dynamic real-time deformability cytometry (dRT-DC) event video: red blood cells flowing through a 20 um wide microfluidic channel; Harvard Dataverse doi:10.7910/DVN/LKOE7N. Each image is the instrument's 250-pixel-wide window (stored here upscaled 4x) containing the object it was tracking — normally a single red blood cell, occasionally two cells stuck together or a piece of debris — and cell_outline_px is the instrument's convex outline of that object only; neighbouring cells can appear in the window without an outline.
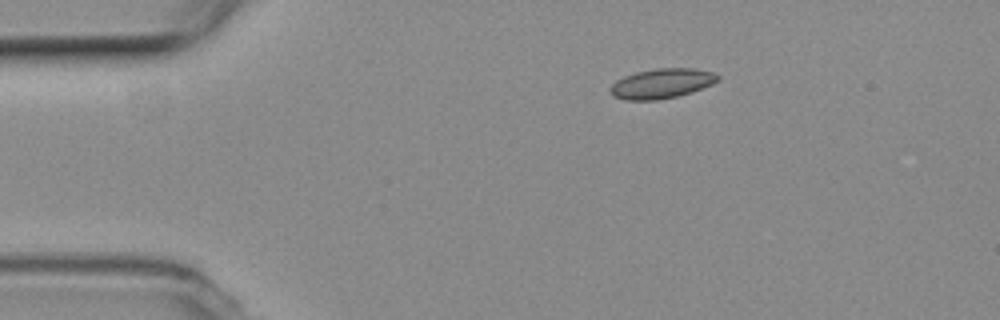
{"species": "common noctule bat (a hibernating species)", "species_latin": "Nyctalus noctula", "temperature_condition": "room temperature", "stored_images_in_passage": 46, "camera_frame_rate_fps": 3000, "um_per_image_px": 0.085, "animal": {"sex": "female", "body_mass_g": 19.3, "forearm_length_mm": 54.1}, "frame": {"image": 1, "passage_image": 1, "time_ms": 0.0, "image_size_px": [1000, 320], "cell_outline_px": [[720, 80], [712, 84], [692, 92], [676, 96], [656, 100], [624, 100], [612, 96], [608, 88], [616, 80], [624, 76], [636, 72], [656, 68], [692, 68], [712, 72], [720, 76]], "centroid_in_image_um": [56.22, 7.1], "position_along_channel_um": 28.8, "area_um2": 18.79}}
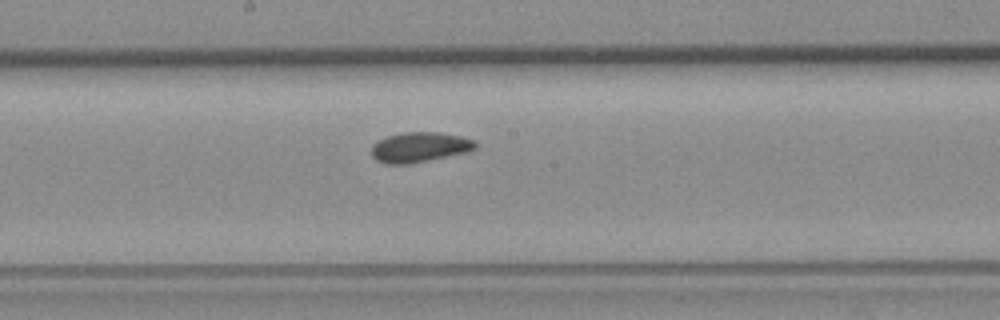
{"frame": {"image": 2, "passage_image": 20, "time_ms": 6.333, "image_size_px": [1000, 320], "cell_outline_px": [[476, 148], [464, 152], [428, 160], [408, 164], [384, 164], [376, 160], [372, 156], [372, 144], [388, 136], [400, 132], [440, 132], [460, 136], [476, 140]], "centroid_in_image_um": [35.64, 12.5], "position_along_channel_um": 212.6, "area_um2": 18.09}}
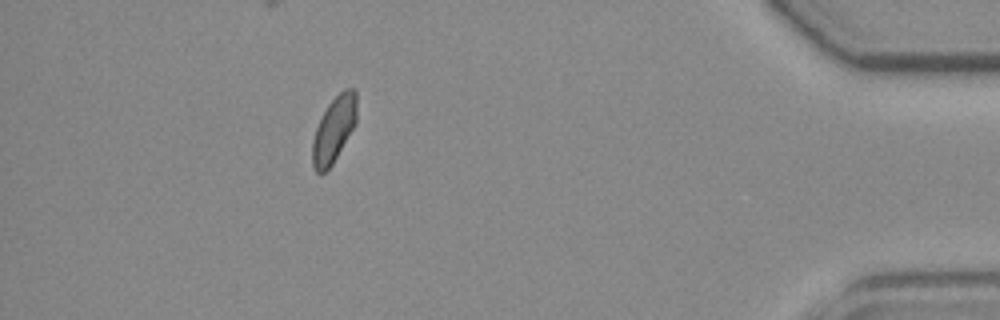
{"frame": {"image": 3, "passage_image": 40, "time_ms": 13.0, "image_size_px": [1000, 320], "cell_outline_px": [[356, 124], [332, 164], [324, 172], [316, 172], [312, 164], [312, 140], [316, 128], [328, 104], [344, 88], [352, 88], [356, 92]], "centroid_in_image_um": [28.38, 11.0], "position_along_channel_um": 406.8, "area_um2": 16.76}, "authors_computed_cell_mechanics": {"area_um2": 17.629, "velocity_mm_per_s": 3.7708, "shape_relaxation_time_tau1_ms": 6.9736, "shape_relaxation_time_tau2_ms": 2.8572, "deformation_change_tau1": 0.1054, "deformation_change_tau2": 0.068}}